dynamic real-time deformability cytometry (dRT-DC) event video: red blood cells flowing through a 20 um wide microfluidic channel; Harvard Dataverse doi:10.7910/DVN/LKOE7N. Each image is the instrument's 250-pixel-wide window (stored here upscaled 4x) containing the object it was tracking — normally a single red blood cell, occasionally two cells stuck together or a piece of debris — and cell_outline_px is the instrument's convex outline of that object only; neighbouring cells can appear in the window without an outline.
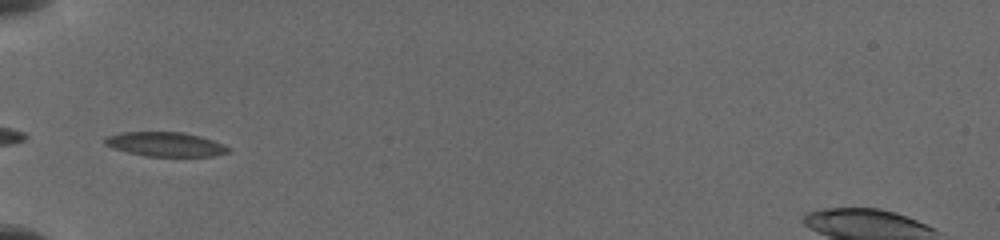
{"species": "common noctule bat (a hibernating species)", "species_latin": "Nyctalus noctula", "temperature_condition": "cold", "stored_images_in_passage": 34, "camera_frame_rate_fps": 3000, "um_per_image_px": 0.085, "animal": {"sex": "female", "body_mass_g": 19.5, "forearm_length_mm": 54.1}, "frame": {"image": 1, "passage_image": 1, "time_ms": 0.0, "image_size_px": [1000, 240], "cell_outline_px": [[228, 152], [212, 156], [148, 156], [128, 152], [104, 144], [104, 140], [108, 136], [124, 132], [180, 132], [200, 136], [212, 140], [228, 148]], "centroid_in_image_um": [14.04, 12.26], "position_along_channel_um": 71.0, "area_um2": 16.99}}
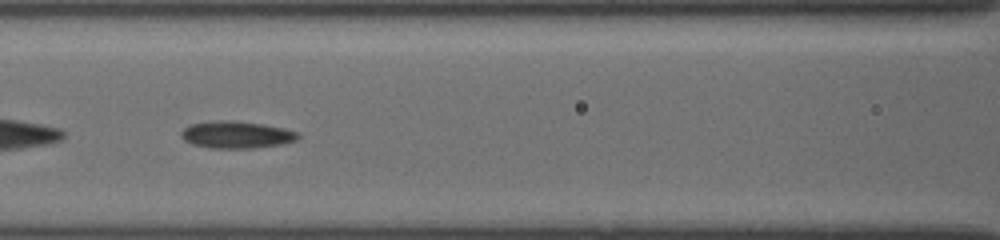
{"frame": {"image": 2, "passage_image": 10, "time_ms": 2.0, "image_size_px": [1000, 240], "cell_outline_px": [[300, 136], [296, 140], [280, 144], [252, 148], [212, 148], [192, 144], [184, 140], [180, 136], [180, 132], [184, 128], [192, 124], [212, 120], [236, 120], [264, 124], [284, 128], [300, 132]], "centroid_in_image_um": [20.1, 11.43], "position_along_channel_um": 146.5, "area_um2": 18.61}}
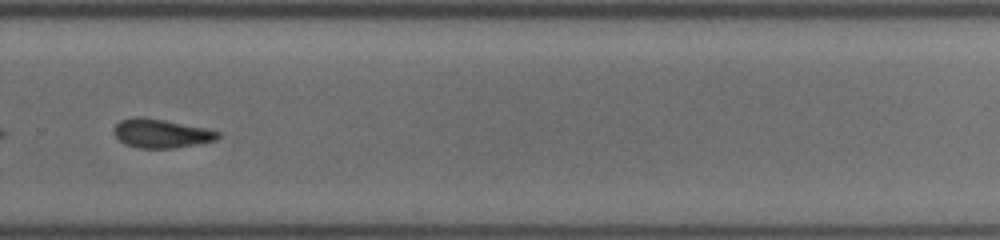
{"frame": {"image": 3, "passage_image": 30, "time_ms": 6.333, "image_size_px": [1000, 240], "cell_outline_px": [[220, 136], [216, 140], [196, 144], [172, 148], [140, 148], [128, 144], [120, 140], [112, 132], [112, 128], [120, 120], [136, 116], [140, 116], [164, 120], [204, 128], [220, 132]], "centroid_in_image_um": [13.66, 11.33], "position_along_channel_um": 316.1, "area_um2": 17.28}}